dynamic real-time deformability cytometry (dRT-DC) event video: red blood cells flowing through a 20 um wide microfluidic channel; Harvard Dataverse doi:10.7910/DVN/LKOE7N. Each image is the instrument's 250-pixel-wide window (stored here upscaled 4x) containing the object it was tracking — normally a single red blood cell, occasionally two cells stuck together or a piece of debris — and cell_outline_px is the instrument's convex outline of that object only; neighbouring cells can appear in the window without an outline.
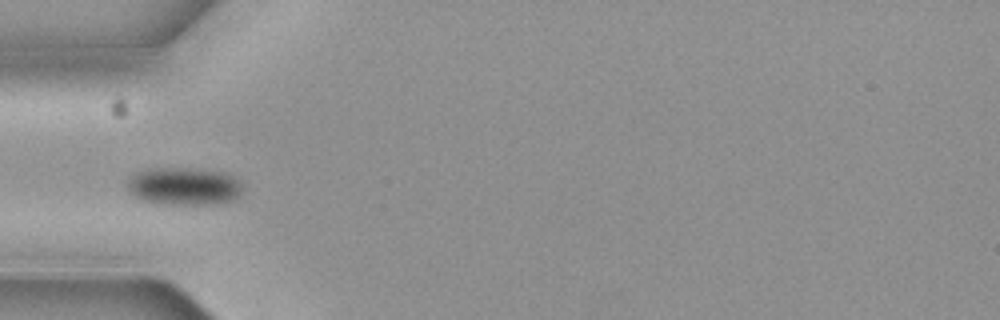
{"species": "common noctule bat (a hibernating species)", "species_latin": "Nyctalus noctula", "temperature_condition": "cold", "stored_images_in_passage": 14, "camera_frame_rate_fps": 3000, "um_per_image_px": 0.085, "animal": {"sex": "female", "body_mass_g": 19.3, "forearm_length_mm": 54.1}, "frame": {"image": 1, "passage_image": 4, "time_ms": 1.0, "image_size_px": [1000, 320], "cell_outline_px": [[244, 188], [240, 196], [232, 200], [216, 204], [168, 204], [140, 200], [128, 192], [124, 184], [128, 176], [136, 172], [148, 168], [184, 168], [224, 172], [232, 176], [244, 184]], "centroid_in_image_um": [15.6, 15.83], "position_along_channel_um": 69.4, "area_um2": 25.89}}
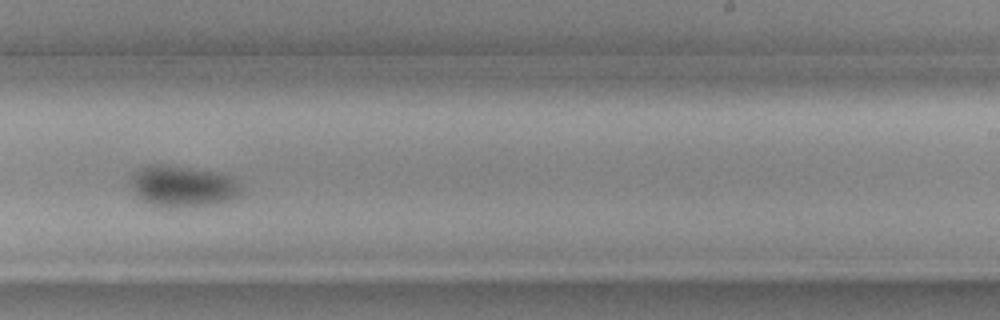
{"frame": {"image": 2, "passage_image": 9, "time_ms": 2.667, "image_size_px": [1000, 320], "cell_outline_px": [[240, 192], [236, 196], [228, 200], [212, 204], [152, 204], [136, 196], [132, 188], [132, 172], [148, 164], [160, 164], [220, 172], [232, 176], [236, 180], [240, 188]], "centroid_in_image_um": [15.52, 15.76], "position_along_channel_um": 273.5, "area_um2": 25.49}}
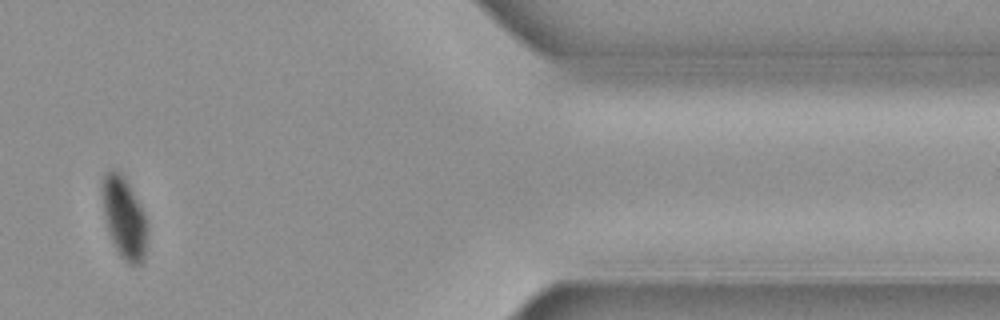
{"frame": {"image": 3, "passage_image": 13, "time_ms": 4.0, "image_size_px": [1000, 320], "cell_outline_px": [[148, 228], [144, 256], [140, 264], [128, 264], [120, 256], [108, 232], [104, 216], [100, 192], [100, 184], [104, 176], [112, 168], [124, 176], [140, 204], [144, 212]], "centroid_in_image_um": [10.53, 18.48], "position_along_channel_um": 400.9, "area_um2": 21.56}}